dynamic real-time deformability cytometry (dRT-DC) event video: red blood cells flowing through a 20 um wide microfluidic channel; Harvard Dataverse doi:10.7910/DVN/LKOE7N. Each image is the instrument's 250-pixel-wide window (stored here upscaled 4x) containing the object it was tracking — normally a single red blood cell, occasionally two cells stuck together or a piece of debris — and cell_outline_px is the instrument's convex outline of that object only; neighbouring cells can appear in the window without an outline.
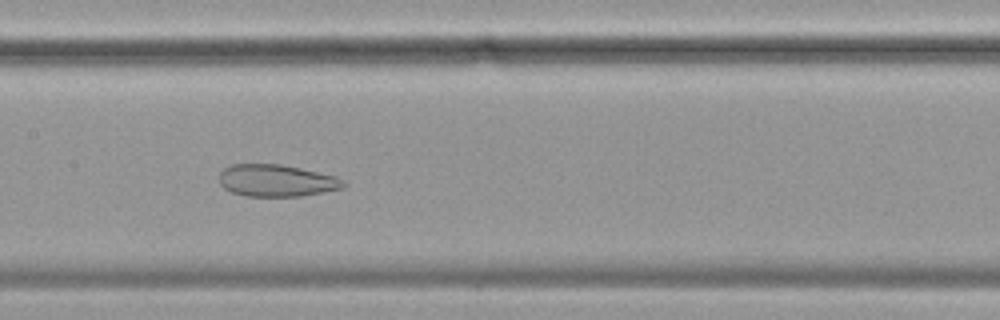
{"species": "common noctule bat (a hibernating species)", "species_latin": "Nyctalus noctula", "temperature_condition": "cold", "stored_images_in_passage": 46, "camera_frame_rate_fps": 3000, "um_per_image_px": 0.085, "animal": {"sex": "female", "body_mass_g": 19.9}, "frame": {"image": 1, "passage_image": 20, "time_ms": 6.333, "image_size_px": [1000, 320], "cell_outline_px": [[348, 184], [340, 188], [324, 192], [300, 196], [244, 196], [232, 192], [224, 188], [220, 184], [220, 172], [224, 168], [232, 164], [280, 164], [300, 168], [336, 176], [344, 180]], "centroid_in_image_um": [23.5, 15.35], "position_along_channel_um": 183.9, "area_um2": 23.18}}